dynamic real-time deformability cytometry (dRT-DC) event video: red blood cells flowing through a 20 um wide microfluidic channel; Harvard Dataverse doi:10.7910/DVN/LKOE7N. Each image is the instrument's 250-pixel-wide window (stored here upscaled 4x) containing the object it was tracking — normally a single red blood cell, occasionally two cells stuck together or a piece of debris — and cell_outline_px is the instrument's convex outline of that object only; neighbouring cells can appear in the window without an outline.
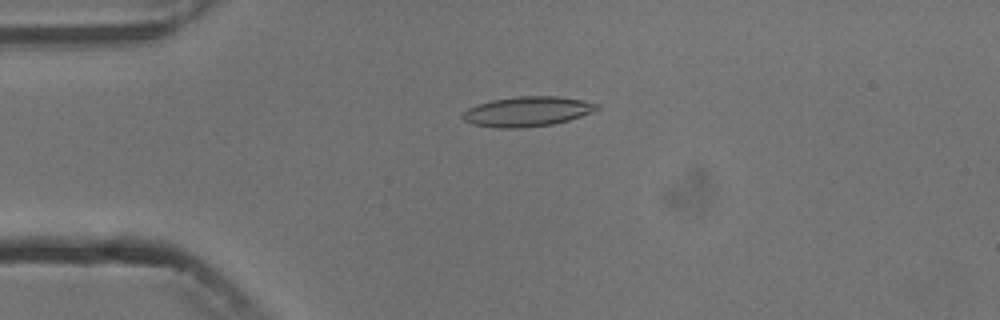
{"species": "common noctule bat (a hibernating species)", "species_latin": "Nyctalus noctula", "temperature_condition": "cold", "stored_images_in_passage": 5, "camera_frame_rate_fps": 3000, "um_per_image_px": 0.085, "animal": {"sex": "male", "body_mass_g": 13.3}, "frame": {"image": 1, "passage_image": 4, "time_ms": 3.333, "image_size_px": [1000, 320], "cell_outline_px": [[600, 108], [592, 112], [568, 120], [552, 124], [524, 128], [500, 128], [472, 124], [464, 120], [460, 116], [468, 108], [476, 104], [492, 100], [516, 96], [556, 96], [580, 100], [600, 104]], "centroid_in_image_um": [44.79, 9.48], "position_along_channel_um": 40.2, "area_um2": 23.35}}